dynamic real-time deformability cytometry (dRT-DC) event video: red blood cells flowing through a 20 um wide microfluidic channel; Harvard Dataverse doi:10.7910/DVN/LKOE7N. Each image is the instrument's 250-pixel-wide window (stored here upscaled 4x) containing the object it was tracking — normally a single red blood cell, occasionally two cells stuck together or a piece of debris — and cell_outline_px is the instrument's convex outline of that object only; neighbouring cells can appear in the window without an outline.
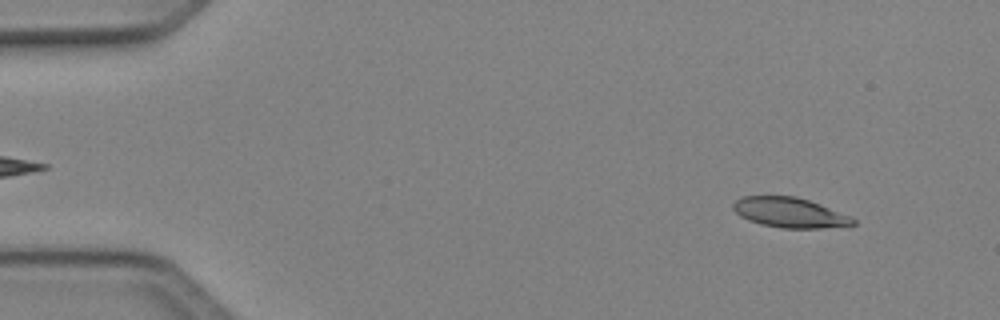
{"species": "Egyptian fruit bat (a non-hibernating species)", "species_latin": "Rousettus aegyptiacus", "temperature_condition": "cold", "stored_images_in_passage": 48, "camera_frame_rate_fps": 3000, "um_per_image_px": 0.085, "animal": {"sex": "female"}, "frame": {"image": 1, "passage_image": 4, "time_ms": 1.0, "image_size_px": [1000, 320], "cell_outline_px": [[856, 224], [820, 228], [780, 228], [760, 224], [748, 220], [740, 216], [732, 208], [732, 204], [740, 196], [796, 196], [820, 204], [848, 216], [856, 220]], "centroid_in_image_um": [67.06, 18.06], "position_along_channel_um": 17.9, "area_um2": 20.81}}
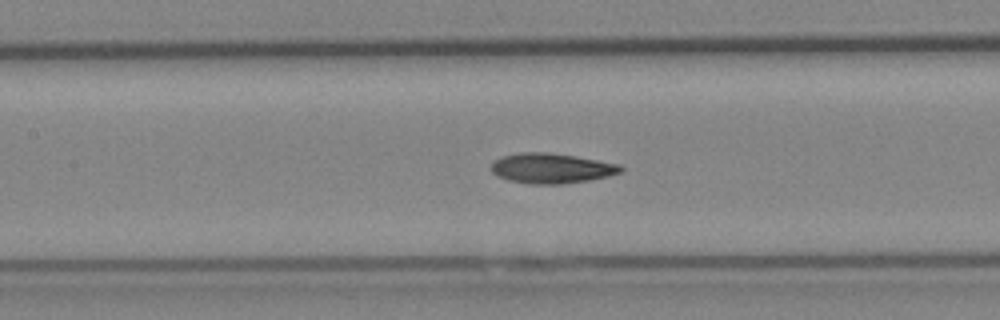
{"frame": {"image": 2, "passage_image": 22, "time_ms": 7.0, "image_size_px": [1000, 320], "cell_outline_px": [[624, 168], [620, 172], [608, 176], [588, 180], [560, 184], [528, 184], [508, 180], [496, 176], [492, 172], [492, 160], [500, 156], [520, 152], [548, 152], [576, 156], [620, 164]], "centroid_in_image_um": [46.83, 14.29], "position_along_channel_um": 160.6, "area_um2": 22.89}}
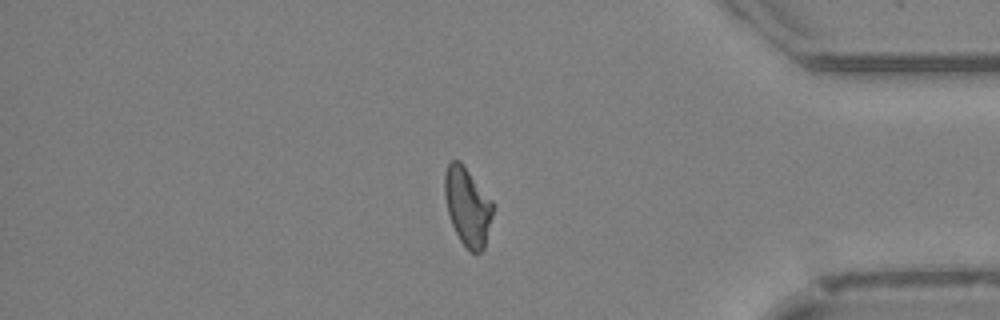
{"frame": {"image": 3, "passage_image": 41, "time_ms": 13.333, "image_size_px": [1000, 320], "cell_outline_px": [[492, 216], [484, 248], [480, 252], [472, 252], [460, 240], [452, 224], [448, 212], [444, 196], [444, 172], [448, 164], [452, 160], [460, 160], [492, 200]], "centroid_in_image_um": [39.72, 17.51], "position_along_channel_um": 395.5, "area_um2": 21.73}, "authors_computed_cell_mechanics": {"area_um2": 21.8773, "velocity_mm_per_s": 4.1315, "shape_relaxation_time_tau1_ms": 6.3052, "shape_relaxation_time_tau2_ms": 3.6569, "deformation_change_tau1": 0.1596, "deformation_change_tau2": 0.1008}}